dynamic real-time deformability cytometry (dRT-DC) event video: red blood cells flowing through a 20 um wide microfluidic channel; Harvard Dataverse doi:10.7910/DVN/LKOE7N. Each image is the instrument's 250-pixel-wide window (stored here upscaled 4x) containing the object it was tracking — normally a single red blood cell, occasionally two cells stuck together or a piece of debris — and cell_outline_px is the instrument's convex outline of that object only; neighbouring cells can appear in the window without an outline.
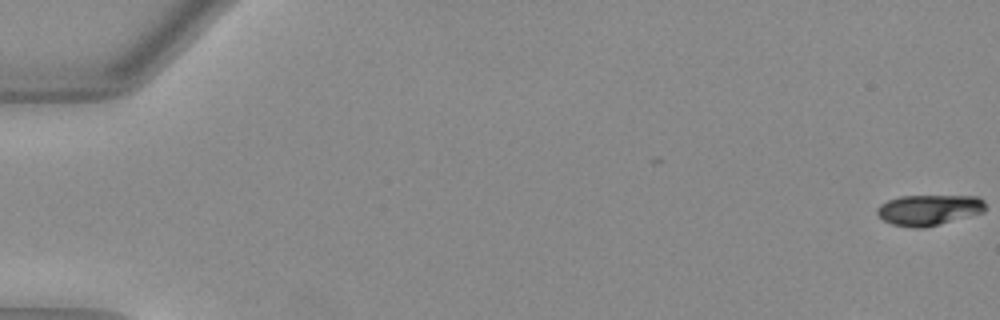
{"species": "Egyptian fruit bat (a non-hibernating species)", "species_latin": "Rousettus aegyptiacus", "temperature_condition": "warm", "stored_images_in_passage": 4, "camera_frame_rate_fps": 3000, "um_per_image_px": 0.085, "animal": {"sex": "female"}, "frame": {"image": 1, "passage_image": 1, "time_ms": 0.0, "image_size_px": [1000, 320], "cell_outline_px": [[984, 212], [940, 224], [924, 228], [916, 228], [892, 224], [884, 220], [876, 212], [876, 208], [880, 204], [888, 200], [900, 196], [976, 196], [984, 200]], "centroid_in_image_um": [78.94, 17.84], "position_along_channel_um": 6.1, "area_um2": 19.25}}